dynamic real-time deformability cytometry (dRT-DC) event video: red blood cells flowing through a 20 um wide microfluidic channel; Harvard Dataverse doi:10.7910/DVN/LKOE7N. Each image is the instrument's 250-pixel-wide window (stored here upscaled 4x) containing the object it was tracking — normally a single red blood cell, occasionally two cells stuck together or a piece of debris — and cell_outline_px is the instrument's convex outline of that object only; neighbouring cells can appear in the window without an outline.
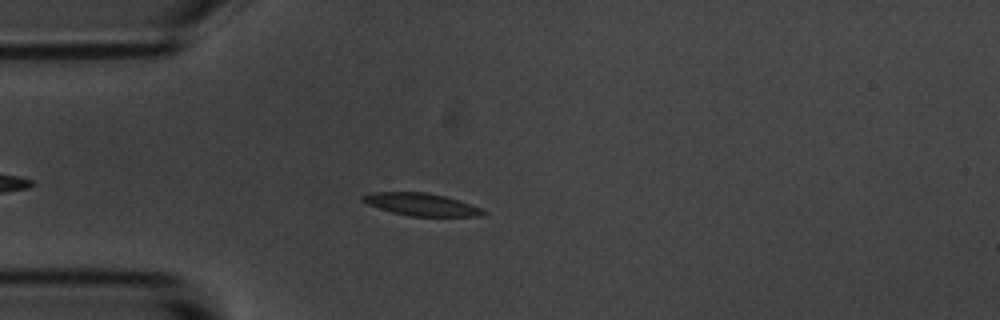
{"species": "common noctule bat (a hibernating species)", "species_latin": "Nyctalus noctula", "temperature_condition": "room temperature", "stored_images_in_passage": 41, "camera_frame_rate_fps": 3000, "um_per_image_px": 0.085, "animal": {"sex": "male", "body_mass_g": 20.1, "forearm_length_mm": 53.5}, "frame": {"image": 1, "passage_image": 9, "time_ms": 2.667, "image_size_px": [1000, 320], "cell_outline_px": [[488, 212], [480, 216], [408, 216], [392, 212], [368, 204], [360, 200], [360, 196], [372, 192], [424, 192], [444, 196], [480, 208]], "centroid_in_image_um": [35.75, 17.37], "position_along_channel_um": 49.2, "area_um2": 15.55}}
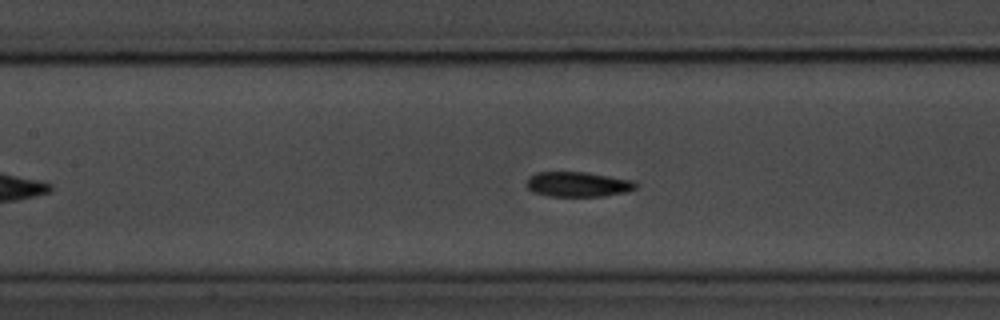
{"frame": {"image": 2, "passage_image": 19, "time_ms": 6.0, "image_size_px": [1000, 320], "cell_outline_px": [[636, 188], [628, 192], [604, 196], [548, 196], [532, 192], [528, 188], [528, 180], [536, 172], [584, 172], [636, 180]], "centroid_in_image_um": [49.18, 15.67], "position_along_channel_um": 158.2, "area_um2": 15.9}}
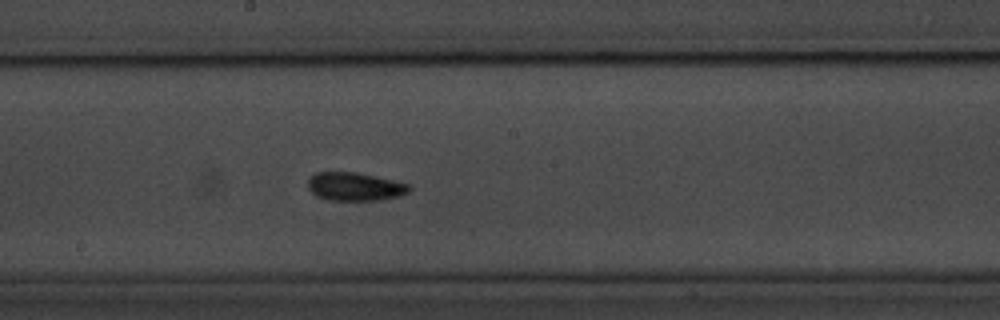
{"frame": {"image": 3, "passage_image": 24, "time_ms": 7.667, "image_size_px": [1000, 320], "cell_outline_px": [[412, 188], [408, 192], [400, 196], [376, 200], [328, 200], [316, 196], [308, 188], [308, 176], [316, 172], [356, 172], [392, 180], [408, 184]], "centroid_in_image_um": [30.12, 15.86], "position_along_channel_um": 218.1, "area_um2": 16.7}, "authors_computed_cell_mechanics": {"area_um2": 15.7216, "velocity_mm_per_s": 3.5922, "shape_relaxation_time_tau1_ms": 2.1398, "shape_relaxation_time_tau2_ms": 3.3235, "deformation_change_tau1": 0.1264, "deformation_change_tau2": 0.0907}}